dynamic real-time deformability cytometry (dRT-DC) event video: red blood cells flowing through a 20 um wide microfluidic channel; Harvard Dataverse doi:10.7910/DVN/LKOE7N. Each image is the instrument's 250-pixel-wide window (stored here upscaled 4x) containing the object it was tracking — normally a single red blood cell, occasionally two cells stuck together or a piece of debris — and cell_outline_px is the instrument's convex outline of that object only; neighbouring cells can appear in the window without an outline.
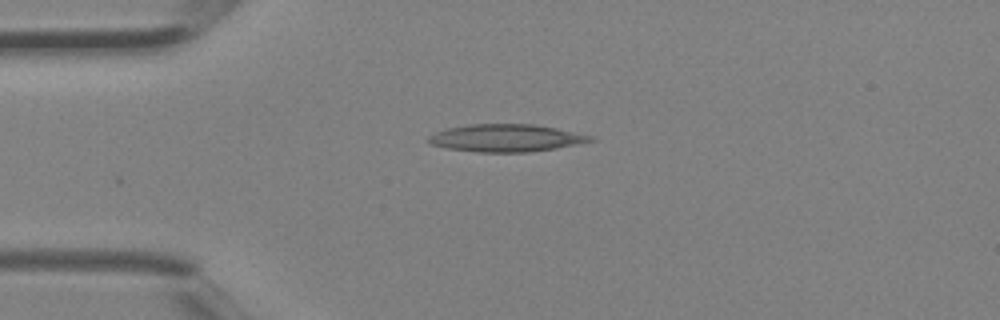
{"species": "Egyptian fruit bat (a non-hibernating species)", "species_latin": "Rousettus aegyptiacus", "temperature_condition": "room temperature", "stored_images_in_passage": 4, "camera_frame_rate_fps": 3000, "um_per_image_px": 0.085, "animal": {"sex": "female"}, "frame": {"image": 1, "passage_image": 4, "time_ms": 1.0, "image_size_px": [1000, 320], "cell_outline_px": [[596, 140], [556, 148], [528, 152], [476, 152], [448, 148], [432, 144], [428, 140], [428, 136], [436, 132], [448, 128], [472, 124], [536, 124], [556, 128], [592, 136]], "centroid_in_image_um": [43.02, 11.73], "position_along_channel_um": 42.0, "area_um2": 25.66}}